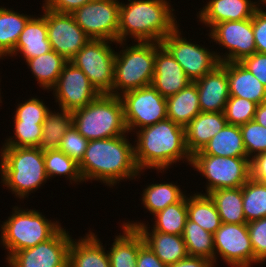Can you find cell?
I'll return each instance as SVG.
<instances>
[{"label":"cell","mask_w":266,"mask_h":267,"mask_svg":"<svg viewBox=\"0 0 266 267\" xmlns=\"http://www.w3.org/2000/svg\"><path fill=\"white\" fill-rule=\"evenodd\" d=\"M125 137L88 142L84 157L78 164L83 181L100 180L114 186L117 181L135 179L139 175L141 171L135 162L134 146Z\"/></svg>","instance_id":"1"},{"label":"cell","mask_w":266,"mask_h":267,"mask_svg":"<svg viewBox=\"0 0 266 267\" xmlns=\"http://www.w3.org/2000/svg\"><path fill=\"white\" fill-rule=\"evenodd\" d=\"M138 130L134 151L135 162L140 171L144 168H155L164 172L181 158L191 164L192 156L185 142V127L166 118Z\"/></svg>","instance_id":"2"},{"label":"cell","mask_w":266,"mask_h":267,"mask_svg":"<svg viewBox=\"0 0 266 267\" xmlns=\"http://www.w3.org/2000/svg\"><path fill=\"white\" fill-rule=\"evenodd\" d=\"M128 1L120 2L118 44L123 46L128 35L136 42L160 43L178 26L167 0Z\"/></svg>","instance_id":"3"},{"label":"cell","mask_w":266,"mask_h":267,"mask_svg":"<svg viewBox=\"0 0 266 267\" xmlns=\"http://www.w3.org/2000/svg\"><path fill=\"white\" fill-rule=\"evenodd\" d=\"M0 153L1 183L19 198L28 197L48 180L39 147H2Z\"/></svg>","instance_id":"4"},{"label":"cell","mask_w":266,"mask_h":267,"mask_svg":"<svg viewBox=\"0 0 266 267\" xmlns=\"http://www.w3.org/2000/svg\"><path fill=\"white\" fill-rule=\"evenodd\" d=\"M73 126L89 141L128 133L120 96L100 94L94 101L72 111Z\"/></svg>","instance_id":"5"},{"label":"cell","mask_w":266,"mask_h":267,"mask_svg":"<svg viewBox=\"0 0 266 267\" xmlns=\"http://www.w3.org/2000/svg\"><path fill=\"white\" fill-rule=\"evenodd\" d=\"M59 222H51L36 210L14 208L11 217L1 225V242L9 251L8 259L13 253L28 249L50 239L60 228Z\"/></svg>","instance_id":"6"},{"label":"cell","mask_w":266,"mask_h":267,"mask_svg":"<svg viewBox=\"0 0 266 267\" xmlns=\"http://www.w3.org/2000/svg\"><path fill=\"white\" fill-rule=\"evenodd\" d=\"M121 51L115 55L114 96L150 86L154 75L155 42H137Z\"/></svg>","instance_id":"7"},{"label":"cell","mask_w":266,"mask_h":267,"mask_svg":"<svg viewBox=\"0 0 266 267\" xmlns=\"http://www.w3.org/2000/svg\"><path fill=\"white\" fill-rule=\"evenodd\" d=\"M191 165L208 179L205 194L242 187L251 178L250 159L247 157L204 155L198 151L192 156Z\"/></svg>","instance_id":"8"},{"label":"cell","mask_w":266,"mask_h":267,"mask_svg":"<svg viewBox=\"0 0 266 267\" xmlns=\"http://www.w3.org/2000/svg\"><path fill=\"white\" fill-rule=\"evenodd\" d=\"M108 40L91 39L69 61L81 69L99 94L113 95L116 52Z\"/></svg>","instance_id":"9"},{"label":"cell","mask_w":266,"mask_h":267,"mask_svg":"<svg viewBox=\"0 0 266 267\" xmlns=\"http://www.w3.org/2000/svg\"><path fill=\"white\" fill-rule=\"evenodd\" d=\"M128 132L154 125L167 118V102L151 85L120 95ZM137 127V128H136Z\"/></svg>","instance_id":"10"},{"label":"cell","mask_w":266,"mask_h":267,"mask_svg":"<svg viewBox=\"0 0 266 267\" xmlns=\"http://www.w3.org/2000/svg\"><path fill=\"white\" fill-rule=\"evenodd\" d=\"M119 10L118 0H94L76 9L72 15L91 39L117 43Z\"/></svg>","instance_id":"11"},{"label":"cell","mask_w":266,"mask_h":267,"mask_svg":"<svg viewBox=\"0 0 266 267\" xmlns=\"http://www.w3.org/2000/svg\"><path fill=\"white\" fill-rule=\"evenodd\" d=\"M178 27L160 43L181 65L186 76L194 82L220 64L219 53L210 52L207 48L188 42L185 37H181Z\"/></svg>","instance_id":"12"},{"label":"cell","mask_w":266,"mask_h":267,"mask_svg":"<svg viewBox=\"0 0 266 267\" xmlns=\"http://www.w3.org/2000/svg\"><path fill=\"white\" fill-rule=\"evenodd\" d=\"M60 228L50 239L28 249L13 253L10 267H68L71 236Z\"/></svg>","instance_id":"13"},{"label":"cell","mask_w":266,"mask_h":267,"mask_svg":"<svg viewBox=\"0 0 266 267\" xmlns=\"http://www.w3.org/2000/svg\"><path fill=\"white\" fill-rule=\"evenodd\" d=\"M213 240L215 263L218 253L231 267H251V263H254L247 223H222L213 234Z\"/></svg>","instance_id":"14"},{"label":"cell","mask_w":266,"mask_h":267,"mask_svg":"<svg viewBox=\"0 0 266 267\" xmlns=\"http://www.w3.org/2000/svg\"><path fill=\"white\" fill-rule=\"evenodd\" d=\"M216 44L229 49L226 55L218 56L220 63L240 62L257 52L252 18L241 21H223L211 27L209 35ZM224 56V57H223Z\"/></svg>","instance_id":"15"},{"label":"cell","mask_w":266,"mask_h":267,"mask_svg":"<svg viewBox=\"0 0 266 267\" xmlns=\"http://www.w3.org/2000/svg\"><path fill=\"white\" fill-rule=\"evenodd\" d=\"M46 25L52 50L67 61L91 40L72 14L58 13L46 8Z\"/></svg>","instance_id":"16"},{"label":"cell","mask_w":266,"mask_h":267,"mask_svg":"<svg viewBox=\"0 0 266 267\" xmlns=\"http://www.w3.org/2000/svg\"><path fill=\"white\" fill-rule=\"evenodd\" d=\"M60 109L73 111L85 107L100 94L91 85L87 75L71 62H67L52 88Z\"/></svg>","instance_id":"17"},{"label":"cell","mask_w":266,"mask_h":267,"mask_svg":"<svg viewBox=\"0 0 266 267\" xmlns=\"http://www.w3.org/2000/svg\"><path fill=\"white\" fill-rule=\"evenodd\" d=\"M192 82L186 76L181 65L161 43H155L154 75L151 86L164 98H168Z\"/></svg>","instance_id":"18"},{"label":"cell","mask_w":266,"mask_h":267,"mask_svg":"<svg viewBox=\"0 0 266 267\" xmlns=\"http://www.w3.org/2000/svg\"><path fill=\"white\" fill-rule=\"evenodd\" d=\"M198 89L201 112H224L229 99L227 62L194 81Z\"/></svg>","instance_id":"19"},{"label":"cell","mask_w":266,"mask_h":267,"mask_svg":"<svg viewBox=\"0 0 266 267\" xmlns=\"http://www.w3.org/2000/svg\"><path fill=\"white\" fill-rule=\"evenodd\" d=\"M123 224L137 229L142 235L144 243L155 253L162 263L168 266L188 256L182 235H172L157 231L148 232L149 229L143 222H124Z\"/></svg>","instance_id":"20"},{"label":"cell","mask_w":266,"mask_h":267,"mask_svg":"<svg viewBox=\"0 0 266 267\" xmlns=\"http://www.w3.org/2000/svg\"><path fill=\"white\" fill-rule=\"evenodd\" d=\"M259 6L251 0H210L199 11L198 17L211 28L223 21L250 19Z\"/></svg>","instance_id":"21"},{"label":"cell","mask_w":266,"mask_h":267,"mask_svg":"<svg viewBox=\"0 0 266 267\" xmlns=\"http://www.w3.org/2000/svg\"><path fill=\"white\" fill-rule=\"evenodd\" d=\"M223 112H201L185 127V142L193 156L227 125Z\"/></svg>","instance_id":"22"},{"label":"cell","mask_w":266,"mask_h":267,"mask_svg":"<svg viewBox=\"0 0 266 267\" xmlns=\"http://www.w3.org/2000/svg\"><path fill=\"white\" fill-rule=\"evenodd\" d=\"M42 9L44 15L37 18L31 17L27 21L19 35L15 49L8 56L17 55L18 52H21L20 54L27 60L52 50L47 37L46 7L43 5Z\"/></svg>","instance_id":"23"},{"label":"cell","mask_w":266,"mask_h":267,"mask_svg":"<svg viewBox=\"0 0 266 267\" xmlns=\"http://www.w3.org/2000/svg\"><path fill=\"white\" fill-rule=\"evenodd\" d=\"M227 78L230 96L266 102V87L240 62H227Z\"/></svg>","instance_id":"24"},{"label":"cell","mask_w":266,"mask_h":267,"mask_svg":"<svg viewBox=\"0 0 266 267\" xmlns=\"http://www.w3.org/2000/svg\"><path fill=\"white\" fill-rule=\"evenodd\" d=\"M77 242L71 240L68 267H111L108 253L97 235L89 232Z\"/></svg>","instance_id":"25"},{"label":"cell","mask_w":266,"mask_h":267,"mask_svg":"<svg viewBox=\"0 0 266 267\" xmlns=\"http://www.w3.org/2000/svg\"><path fill=\"white\" fill-rule=\"evenodd\" d=\"M167 118L186 127L199 113L198 89L195 82L190 83L178 93L166 98Z\"/></svg>","instance_id":"26"},{"label":"cell","mask_w":266,"mask_h":267,"mask_svg":"<svg viewBox=\"0 0 266 267\" xmlns=\"http://www.w3.org/2000/svg\"><path fill=\"white\" fill-rule=\"evenodd\" d=\"M123 235L115 237L110 251H107L111 267H137L139 249L145 244L142 235L135 228L122 225Z\"/></svg>","instance_id":"27"},{"label":"cell","mask_w":266,"mask_h":267,"mask_svg":"<svg viewBox=\"0 0 266 267\" xmlns=\"http://www.w3.org/2000/svg\"><path fill=\"white\" fill-rule=\"evenodd\" d=\"M200 152L221 157H246L240 127L227 124Z\"/></svg>","instance_id":"28"},{"label":"cell","mask_w":266,"mask_h":267,"mask_svg":"<svg viewBox=\"0 0 266 267\" xmlns=\"http://www.w3.org/2000/svg\"><path fill=\"white\" fill-rule=\"evenodd\" d=\"M222 223H247L243 211L242 187L213 190L208 193Z\"/></svg>","instance_id":"29"},{"label":"cell","mask_w":266,"mask_h":267,"mask_svg":"<svg viewBox=\"0 0 266 267\" xmlns=\"http://www.w3.org/2000/svg\"><path fill=\"white\" fill-rule=\"evenodd\" d=\"M187 218L214 234L222 222L216 206L208 194L187 197Z\"/></svg>","instance_id":"30"},{"label":"cell","mask_w":266,"mask_h":267,"mask_svg":"<svg viewBox=\"0 0 266 267\" xmlns=\"http://www.w3.org/2000/svg\"><path fill=\"white\" fill-rule=\"evenodd\" d=\"M27 65L37 79V83L44 89H51L55 86L63 66L68 62L56 51L51 50L40 56L27 59Z\"/></svg>","instance_id":"31"},{"label":"cell","mask_w":266,"mask_h":267,"mask_svg":"<svg viewBox=\"0 0 266 267\" xmlns=\"http://www.w3.org/2000/svg\"><path fill=\"white\" fill-rule=\"evenodd\" d=\"M188 256L200 257L215 263L213 234L188 218L182 233Z\"/></svg>","instance_id":"32"},{"label":"cell","mask_w":266,"mask_h":267,"mask_svg":"<svg viewBox=\"0 0 266 267\" xmlns=\"http://www.w3.org/2000/svg\"><path fill=\"white\" fill-rule=\"evenodd\" d=\"M30 18L29 15L0 7V59L15 49L19 35Z\"/></svg>","instance_id":"33"},{"label":"cell","mask_w":266,"mask_h":267,"mask_svg":"<svg viewBox=\"0 0 266 267\" xmlns=\"http://www.w3.org/2000/svg\"><path fill=\"white\" fill-rule=\"evenodd\" d=\"M72 125L71 111L62 109L60 113L49 111L42 125V138L39 148L42 151L59 149L63 136Z\"/></svg>","instance_id":"34"},{"label":"cell","mask_w":266,"mask_h":267,"mask_svg":"<svg viewBox=\"0 0 266 267\" xmlns=\"http://www.w3.org/2000/svg\"><path fill=\"white\" fill-rule=\"evenodd\" d=\"M142 196L144 208L154 215L168 205L179 202L185 195L175 184L155 183L147 186Z\"/></svg>","instance_id":"35"},{"label":"cell","mask_w":266,"mask_h":267,"mask_svg":"<svg viewBox=\"0 0 266 267\" xmlns=\"http://www.w3.org/2000/svg\"><path fill=\"white\" fill-rule=\"evenodd\" d=\"M153 230L172 235H182L187 220L186 195L177 203L168 205L164 210L154 214Z\"/></svg>","instance_id":"36"},{"label":"cell","mask_w":266,"mask_h":267,"mask_svg":"<svg viewBox=\"0 0 266 267\" xmlns=\"http://www.w3.org/2000/svg\"><path fill=\"white\" fill-rule=\"evenodd\" d=\"M242 195L247 223L266 217V183L250 178L242 186Z\"/></svg>","instance_id":"37"},{"label":"cell","mask_w":266,"mask_h":267,"mask_svg":"<svg viewBox=\"0 0 266 267\" xmlns=\"http://www.w3.org/2000/svg\"><path fill=\"white\" fill-rule=\"evenodd\" d=\"M44 162L49 179L56 175H66L72 181H83L78 164L59 149L44 151Z\"/></svg>","instance_id":"38"},{"label":"cell","mask_w":266,"mask_h":267,"mask_svg":"<svg viewBox=\"0 0 266 267\" xmlns=\"http://www.w3.org/2000/svg\"><path fill=\"white\" fill-rule=\"evenodd\" d=\"M257 103L236 96H229L224 116L230 125L241 126L254 120Z\"/></svg>","instance_id":"39"},{"label":"cell","mask_w":266,"mask_h":267,"mask_svg":"<svg viewBox=\"0 0 266 267\" xmlns=\"http://www.w3.org/2000/svg\"><path fill=\"white\" fill-rule=\"evenodd\" d=\"M239 127L242 133V139L247 158L251 160V157L253 158L254 154L258 155L260 153L266 152L265 127L259 125L254 120L249 121Z\"/></svg>","instance_id":"40"},{"label":"cell","mask_w":266,"mask_h":267,"mask_svg":"<svg viewBox=\"0 0 266 267\" xmlns=\"http://www.w3.org/2000/svg\"><path fill=\"white\" fill-rule=\"evenodd\" d=\"M42 125L35 123H14L15 139L9 138L3 147H39Z\"/></svg>","instance_id":"41"},{"label":"cell","mask_w":266,"mask_h":267,"mask_svg":"<svg viewBox=\"0 0 266 267\" xmlns=\"http://www.w3.org/2000/svg\"><path fill=\"white\" fill-rule=\"evenodd\" d=\"M49 108L43 101L32 97L24 103L18 104L14 117V123H35L43 124Z\"/></svg>","instance_id":"42"},{"label":"cell","mask_w":266,"mask_h":267,"mask_svg":"<svg viewBox=\"0 0 266 267\" xmlns=\"http://www.w3.org/2000/svg\"><path fill=\"white\" fill-rule=\"evenodd\" d=\"M89 140L83 137L72 125L63 136L59 150L79 164L85 154Z\"/></svg>","instance_id":"43"},{"label":"cell","mask_w":266,"mask_h":267,"mask_svg":"<svg viewBox=\"0 0 266 267\" xmlns=\"http://www.w3.org/2000/svg\"><path fill=\"white\" fill-rule=\"evenodd\" d=\"M254 251V263L266 261V217L247 223Z\"/></svg>","instance_id":"44"},{"label":"cell","mask_w":266,"mask_h":267,"mask_svg":"<svg viewBox=\"0 0 266 267\" xmlns=\"http://www.w3.org/2000/svg\"><path fill=\"white\" fill-rule=\"evenodd\" d=\"M252 27L257 52L266 54V12L261 7L252 16Z\"/></svg>","instance_id":"45"},{"label":"cell","mask_w":266,"mask_h":267,"mask_svg":"<svg viewBox=\"0 0 266 267\" xmlns=\"http://www.w3.org/2000/svg\"><path fill=\"white\" fill-rule=\"evenodd\" d=\"M240 63L266 87V54L256 52L243 58Z\"/></svg>","instance_id":"46"},{"label":"cell","mask_w":266,"mask_h":267,"mask_svg":"<svg viewBox=\"0 0 266 267\" xmlns=\"http://www.w3.org/2000/svg\"><path fill=\"white\" fill-rule=\"evenodd\" d=\"M91 1L94 0H46L44 6L54 12L72 14Z\"/></svg>","instance_id":"47"},{"label":"cell","mask_w":266,"mask_h":267,"mask_svg":"<svg viewBox=\"0 0 266 267\" xmlns=\"http://www.w3.org/2000/svg\"><path fill=\"white\" fill-rule=\"evenodd\" d=\"M136 264L137 267H169L162 263L146 244L139 249Z\"/></svg>","instance_id":"48"},{"label":"cell","mask_w":266,"mask_h":267,"mask_svg":"<svg viewBox=\"0 0 266 267\" xmlns=\"http://www.w3.org/2000/svg\"><path fill=\"white\" fill-rule=\"evenodd\" d=\"M251 178L266 183V152L254 155L250 160Z\"/></svg>","instance_id":"49"},{"label":"cell","mask_w":266,"mask_h":267,"mask_svg":"<svg viewBox=\"0 0 266 267\" xmlns=\"http://www.w3.org/2000/svg\"><path fill=\"white\" fill-rule=\"evenodd\" d=\"M169 267H214V264L204 258L187 256Z\"/></svg>","instance_id":"50"},{"label":"cell","mask_w":266,"mask_h":267,"mask_svg":"<svg viewBox=\"0 0 266 267\" xmlns=\"http://www.w3.org/2000/svg\"><path fill=\"white\" fill-rule=\"evenodd\" d=\"M254 121L266 128V102L257 105Z\"/></svg>","instance_id":"51"}]
</instances>
